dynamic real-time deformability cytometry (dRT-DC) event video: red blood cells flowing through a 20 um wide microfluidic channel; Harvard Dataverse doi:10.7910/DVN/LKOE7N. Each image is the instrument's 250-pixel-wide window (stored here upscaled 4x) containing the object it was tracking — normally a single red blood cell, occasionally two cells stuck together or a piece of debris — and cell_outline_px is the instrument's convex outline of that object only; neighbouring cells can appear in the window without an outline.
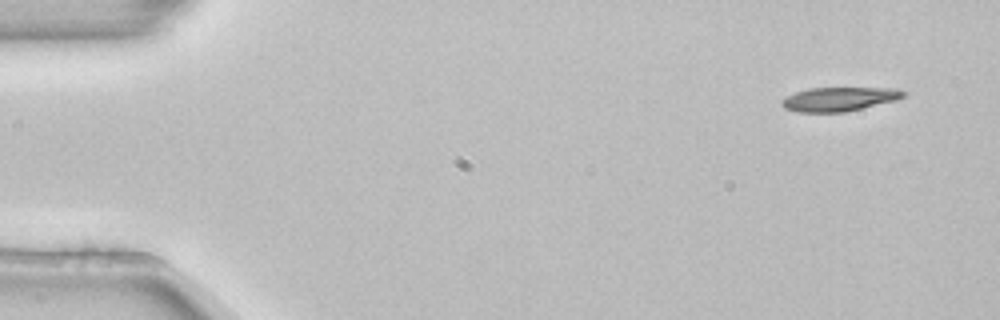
{"species": "common noctule bat (a hibernating species)", "species_latin": "Nyctalus noctula", "temperature_condition": "room temperature", "stored_images_in_passage": 4, "camera_frame_rate_fps": 3000, "um_per_image_px": 0.085, "animal": {"sex": "female", "body_mass_g": 22.7, "forearm_length_mm": 54.2}, "frame": {"image": 1, "passage_image": 1, "time_ms": 0.0, "image_size_px": [1000, 320], "cell_outline_px": [[908, 92], [900, 100], [844, 112], [800, 112], [784, 108], [780, 104], [780, 100], [796, 92], [808, 88], [900, 88]], "centroid_in_image_um": [71.4, 8.42], "position_along_channel_um": 13.6, "area_um2": 17.22}}
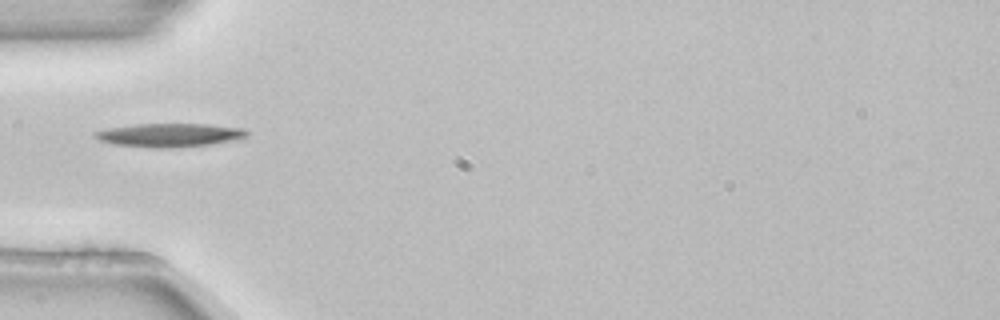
{"frame": {"image": 2, "passage_image": 4, "time_ms": 1.0, "image_size_px": [1000, 320], "cell_outline_px": [[252, 132], [248, 136], [236, 140], [212, 144], [172, 148], [152, 148], [116, 144], [100, 140], [92, 136], [96, 132], [108, 128], [136, 124], [208, 124], [244, 128]], "centroid_in_image_um": [14.51, 11.48], "position_along_channel_um": 70.5, "area_um2": 20.98}}